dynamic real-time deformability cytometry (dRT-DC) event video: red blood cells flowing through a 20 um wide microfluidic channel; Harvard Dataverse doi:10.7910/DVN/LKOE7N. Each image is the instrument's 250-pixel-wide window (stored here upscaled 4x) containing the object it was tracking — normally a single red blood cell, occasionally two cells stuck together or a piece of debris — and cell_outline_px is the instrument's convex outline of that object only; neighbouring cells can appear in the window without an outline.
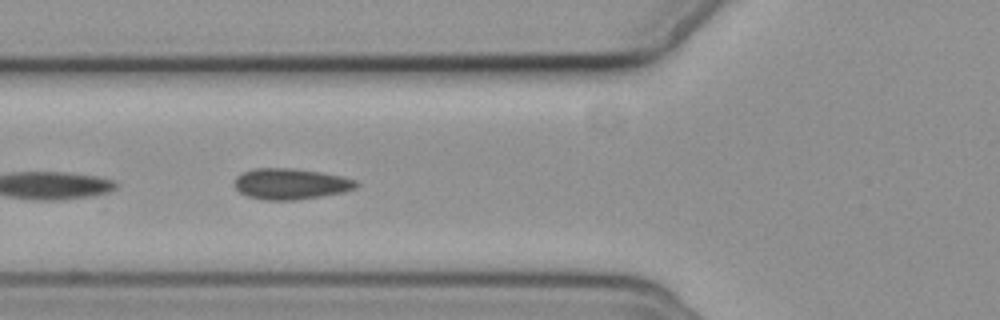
{"species": "common noctule bat (a hibernating species)", "species_latin": "Nyctalus noctula", "temperature_condition": "cold", "stored_images_in_passage": 9, "camera_frame_rate_fps": 3000, "um_per_image_px": 0.085, "animal": {"sex": "female", "body_mass_g": 19.3, "forearm_length_mm": 54.1}, "frame": {"image": 1, "passage_image": 6, "time_ms": 5.667, "image_size_px": [1000, 320], "cell_outline_px": [[360, 184], [356, 188], [344, 192], [296, 200], [264, 200], [248, 196], [240, 192], [232, 184], [236, 176], [244, 172], [256, 168], [292, 168], [320, 172], [340, 176], [356, 180]], "centroid_in_image_um": [24.7, 15.63], "position_along_channel_um": 101.1, "area_um2": 21.96}}
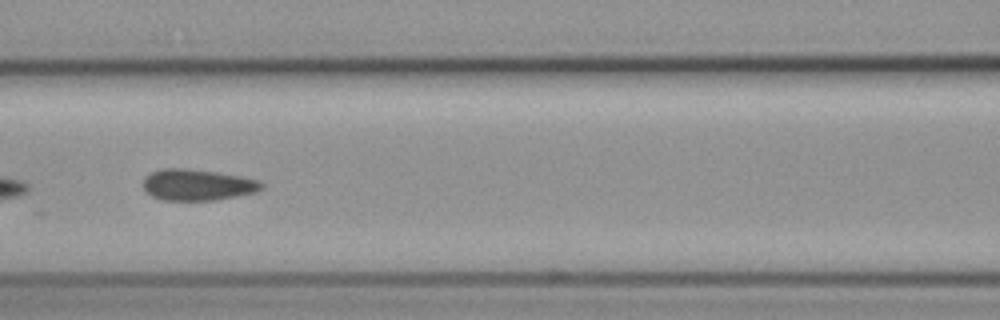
{"frame": {"image": 2, "passage_image": 7, "time_ms": 7.0, "image_size_px": [1000, 320], "cell_outline_px": [[264, 188], [256, 192], [216, 200], [160, 200], [152, 196], [144, 188], [144, 176], [160, 168], [188, 168], [244, 176], [260, 180], [264, 184]], "centroid_in_image_um": [16.82, 15.7], "position_along_channel_um": 149.8, "area_um2": 21.79}}
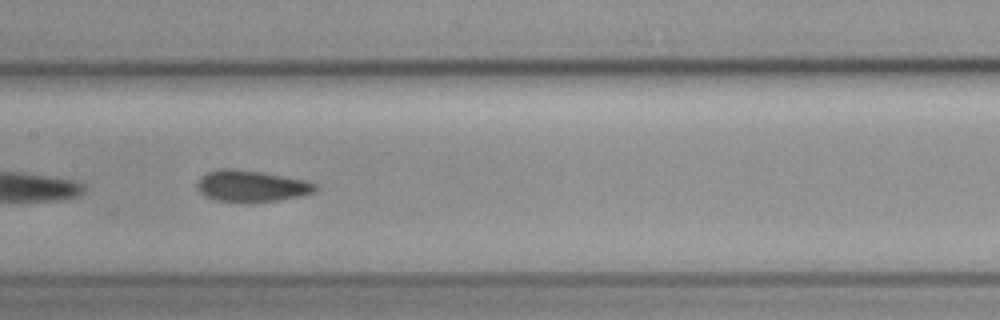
{"frame": {"image": 3, "passage_image": 8, "time_ms": 8.0, "image_size_px": [1000, 320], "cell_outline_px": [[316, 192], [300, 196], [276, 200], [248, 204], [240, 204], [212, 200], [204, 196], [196, 188], [196, 184], [200, 176], [208, 172], [220, 168], [228, 168], [264, 172], [308, 180], [316, 184]], "centroid_in_image_um": [21.33, 15.84], "position_along_channel_um": 186.1, "area_um2": 22.43}}